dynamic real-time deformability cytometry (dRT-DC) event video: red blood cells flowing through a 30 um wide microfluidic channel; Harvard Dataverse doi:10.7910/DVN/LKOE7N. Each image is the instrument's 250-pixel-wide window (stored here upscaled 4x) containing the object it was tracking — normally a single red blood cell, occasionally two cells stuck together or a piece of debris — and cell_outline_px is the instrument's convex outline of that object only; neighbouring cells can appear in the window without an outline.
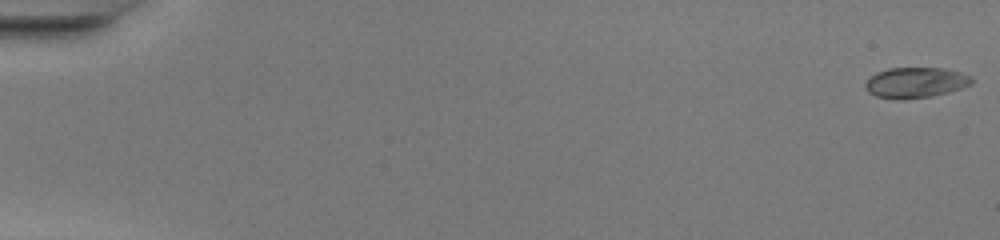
{"species": "common noctule bat (a hibernating species)", "species_latin": "Nyctalus noctula", "temperature_condition": "warm", "stored_images_in_passage": 49, "camera_frame_rate_fps": 3000, "um_per_image_px": 0.085, "animal": {"sex": "female", "body_mass_g": 20.0, "forearm_length_mm": 54.0}, "frame": {"image": 1, "passage_image": 1, "time_ms": 0.0, "image_size_px": [1000, 240], "cell_outline_px": [[972, 84], [948, 92], [932, 96], [904, 100], [896, 100], [876, 96], [868, 92], [864, 84], [876, 72], [888, 68], [940, 68], [960, 72], [972, 76]], "centroid_in_image_um": [77.81, 7.03], "position_along_channel_um": 7.2, "area_um2": 18.96}}
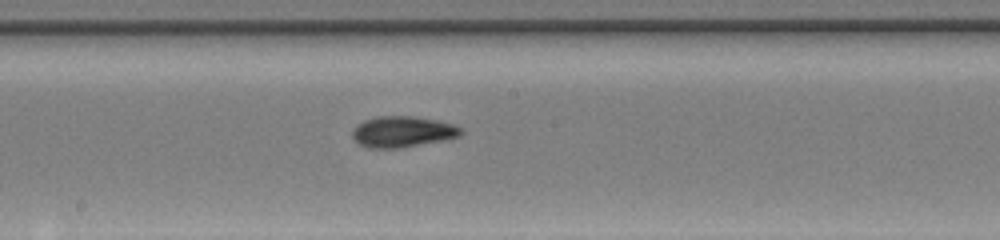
{"frame": {"image": 2, "passage_image": 28, "time_ms": 9.0, "image_size_px": [1000, 240], "cell_outline_px": [[464, 132], [460, 136], [448, 140], [400, 148], [368, 148], [356, 144], [352, 136], [352, 128], [356, 124], [364, 120], [376, 116], [416, 116], [436, 120], [452, 124], [464, 128]], "centroid_in_image_um": [34.21, 11.2], "position_along_channel_um": 214.0, "area_um2": 20.17}}
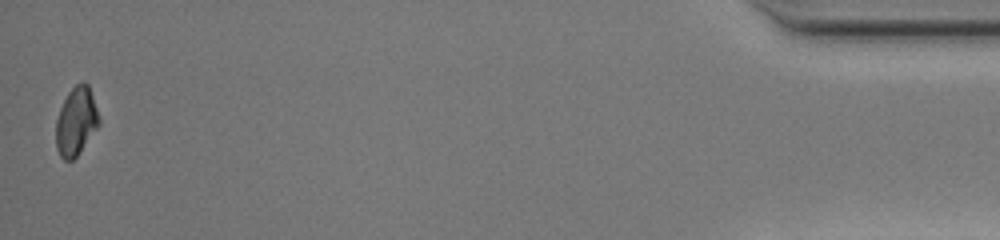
{"frame": {"image": 3, "passage_image": 49, "time_ms": 16.0, "image_size_px": [1000, 240], "cell_outline_px": [[100, 124], [80, 152], [72, 160], [64, 160], [60, 156], [56, 148], [56, 120], [60, 108], [68, 92], [76, 84], [84, 80], [88, 84], [100, 120]], "centroid_in_image_um": [6.46, 10.32], "position_along_channel_um": 428.7, "area_um2": 17.05}, "authors_computed_cell_mechanics": {"area_um2": 18.8428, "velocity_mm_per_s": 4.2855, "shape_relaxation_time_tau1_ms": null, "shape_relaxation_time_tau2_ms": 2.6799, "deformation_change_tau1": null, "deformation_change_tau2": 0.0587}}